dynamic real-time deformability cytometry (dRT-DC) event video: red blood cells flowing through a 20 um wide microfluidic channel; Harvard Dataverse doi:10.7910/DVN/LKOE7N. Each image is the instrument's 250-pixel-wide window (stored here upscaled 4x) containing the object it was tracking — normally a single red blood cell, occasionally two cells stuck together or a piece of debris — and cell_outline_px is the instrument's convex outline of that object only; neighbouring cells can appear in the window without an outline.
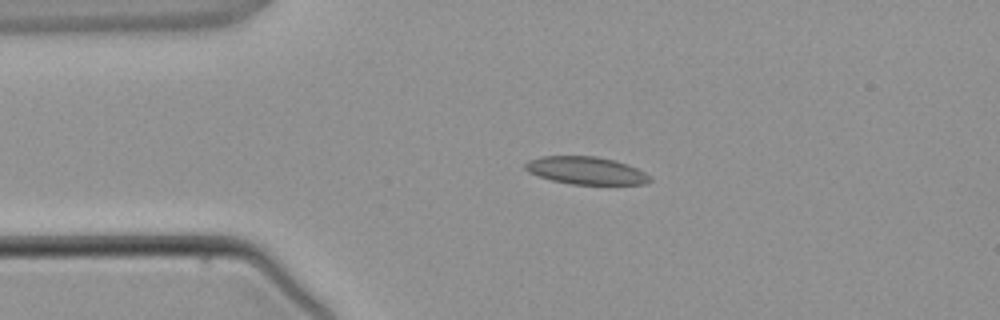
{"species": "common noctule bat (a hibernating species)", "species_latin": "Nyctalus noctula", "temperature_condition": "warm", "stored_images_in_passage": 3, "camera_frame_rate_fps": 3000, "um_per_image_px": 0.085, "animal": {"sex": "male", "body_mass_g": 21.5, "forearm_length_mm": 52.0}, "frame": {"image": 1, "passage_image": 3, "time_ms": 2.667, "image_size_px": [1000, 320], "cell_outline_px": [[652, 180], [644, 184], [572, 184], [552, 180], [528, 172], [524, 168], [524, 164], [528, 160], [540, 156], [596, 156], [628, 164], [652, 176]], "centroid_in_image_um": [49.81, 14.49], "position_along_channel_um": 35.2, "area_um2": 20.0}}